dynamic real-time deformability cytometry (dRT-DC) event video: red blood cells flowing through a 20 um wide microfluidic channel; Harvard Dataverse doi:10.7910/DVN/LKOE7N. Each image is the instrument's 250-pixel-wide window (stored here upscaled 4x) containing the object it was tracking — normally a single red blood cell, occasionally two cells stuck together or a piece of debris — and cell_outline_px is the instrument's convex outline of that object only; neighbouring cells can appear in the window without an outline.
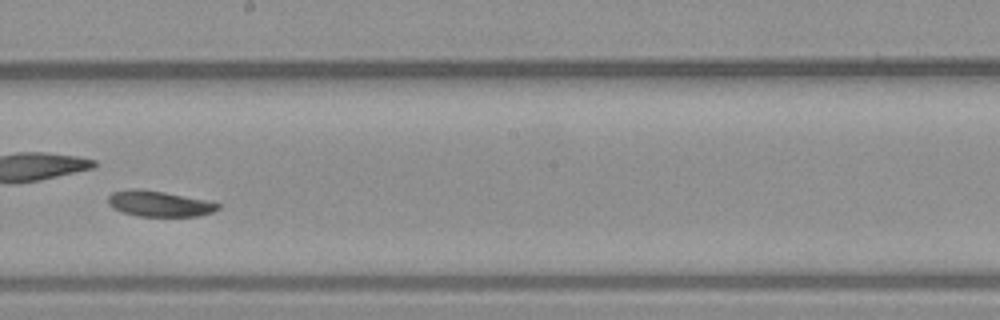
{"species": "common noctule bat (a hibernating species)", "species_latin": "Nyctalus noctula", "temperature_condition": "warm", "stored_images_in_passage": 35, "camera_frame_rate_fps": 3000, "um_per_image_px": 0.085, "animal": {"sex": "male", "body_mass_g": 23.1, "forearm_length_mm": 52.7}, "frame": {"image": 1, "passage_image": 16, "time_ms": 5.0, "image_size_px": [1000, 320], "cell_outline_px": [[220, 208], [212, 212], [200, 216], [136, 216], [120, 212], [112, 208], [108, 204], [108, 196], [112, 192], [128, 188], [140, 188], [164, 192], [208, 200], [220, 204]], "centroid_in_image_um": [13.49, 17.31], "position_along_channel_um": 234.7, "area_um2": 16.76}}